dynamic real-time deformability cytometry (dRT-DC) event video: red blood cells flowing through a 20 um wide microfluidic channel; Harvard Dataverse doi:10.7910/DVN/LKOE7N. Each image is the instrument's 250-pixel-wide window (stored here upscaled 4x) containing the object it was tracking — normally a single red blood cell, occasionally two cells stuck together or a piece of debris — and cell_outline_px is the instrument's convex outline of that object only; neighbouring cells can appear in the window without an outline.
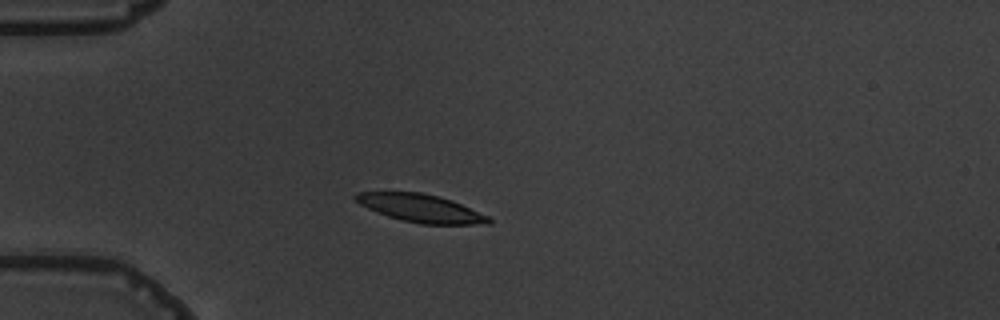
{"species": "common noctule bat (a hibernating species)", "species_latin": "Nyctalus noctula", "temperature_condition": "warm", "stored_images_in_passage": 4, "camera_frame_rate_fps": 3000, "um_per_image_px": 0.085, "animal": {"sex": "male", "body_mass_g": 19.5, "forearm_length_mm": 54.6}, "frame": {"image": 1, "passage_image": 2, "time_ms": 1.333, "image_size_px": [1000, 320], "cell_outline_px": [[492, 224], [420, 224], [400, 220], [376, 212], [360, 204], [352, 196], [356, 192], [420, 192], [452, 200], [488, 216], [492, 220]], "centroid_in_image_um": [35.75, 17.7], "position_along_channel_um": 49.2, "area_um2": 21.56}}
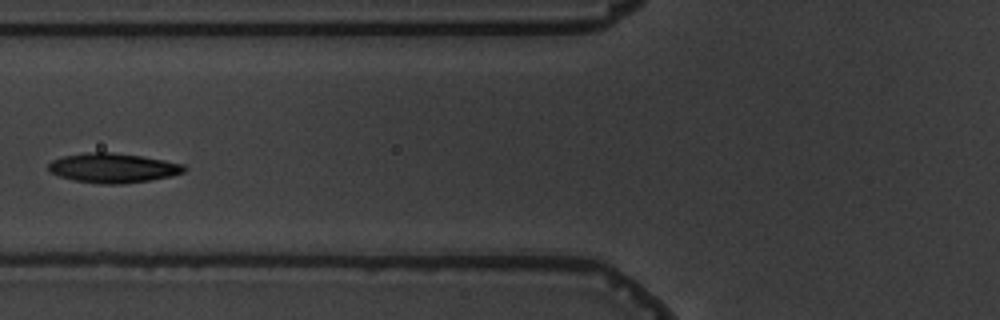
{"frame": {"image": 2, "passage_image": 4, "time_ms": 3.667, "image_size_px": [1000, 320], "cell_outline_px": [[188, 168], [184, 172], [172, 176], [152, 180], [120, 184], [100, 184], [72, 180], [48, 172], [48, 164], [52, 160], [64, 156], [88, 152], [112, 152], [140, 156], [164, 160], [184, 164]], "centroid_in_image_um": [9.61, 14.28], "position_along_channel_um": 116.2, "area_um2": 23.52}}